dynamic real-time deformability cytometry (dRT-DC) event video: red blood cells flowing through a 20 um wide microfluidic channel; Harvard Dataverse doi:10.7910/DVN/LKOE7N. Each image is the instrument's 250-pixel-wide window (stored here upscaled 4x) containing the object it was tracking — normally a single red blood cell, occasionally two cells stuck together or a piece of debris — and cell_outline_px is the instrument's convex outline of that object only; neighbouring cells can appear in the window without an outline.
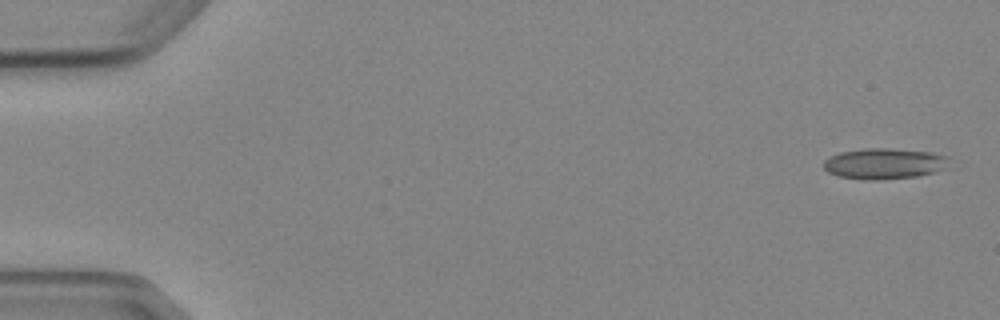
{"species": "Egyptian fruit bat (a non-hibernating species)", "species_latin": "Rousettus aegyptiacus", "temperature_condition": "cold", "stored_images_in_passage": 5, "camera_frame_rate_fps": 3000, "um_per_image_px": 0.085, "animal": {"sex": "female"}, "frame": {"image": 1, "passage_image": 1, "time_ms": 0.0, "image_size_px": [1000, 320], "cell_outline_px": [[960, 168], [916, 176], [880, 180], [864, 180], [836, 176], [828, 172], [824, 168], [824, 160], [840, 152], [864, 148], [888, 148], [932, 152], [948, 156]], "centroid_in_image_um": [75.36, 13.92], "position_along_channel_um": 9.6, "area_um2": 23.52}}
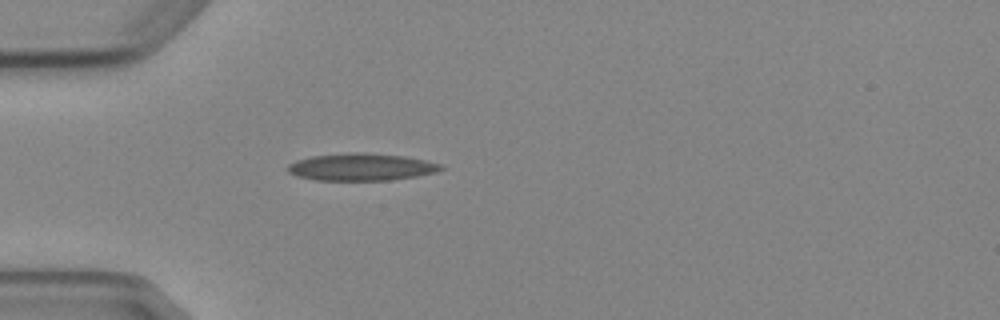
{"frame": {"image": 2, "passage_image": 5, "time_ms": 4.667, "image_size_px": [1000, 320], "cell_outline_px": [[444, 168], [436, 172], [416, 176], [388, 180], [316, 180], [296, 176], [288, 172], [284, 168], [288, 164], [296, 160], [312, 156], [352, 152], [360, 152], [404, 156], [424, 160], [440, 164]], "centroid_in_image_um": [30.65, 14.19], "position_along_channel_um": 54.4, "area_um2": 24.28}}